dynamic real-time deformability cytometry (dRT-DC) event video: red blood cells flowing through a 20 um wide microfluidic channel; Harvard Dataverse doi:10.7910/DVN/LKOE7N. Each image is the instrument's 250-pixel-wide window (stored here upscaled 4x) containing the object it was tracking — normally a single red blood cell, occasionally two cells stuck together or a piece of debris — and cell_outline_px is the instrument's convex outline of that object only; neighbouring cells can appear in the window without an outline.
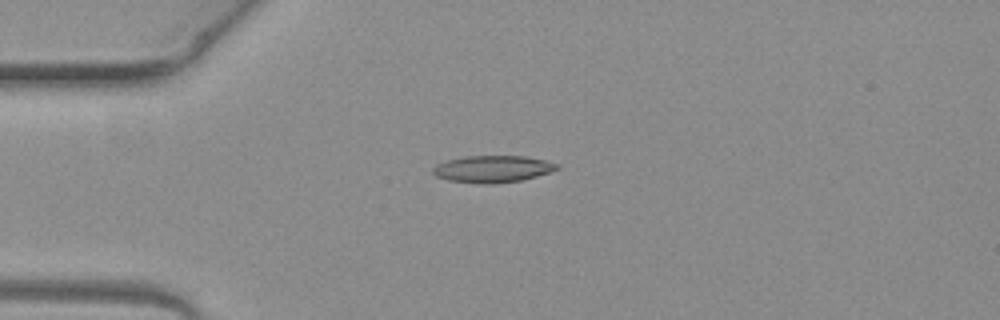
{"species": "common noctule bat (a hibernating species)", "species_latin": "Nyctalus noctula", "temperature_condition": "warm", "stored_images_in_passage": 3, "camera_frame_rate_fps": 3000, "um_per_image_px": 0.085, "animal": {"sex": "female", "body_mass_g": 19.3, "forearm_length_mm": 54.1}, "frame": {"image": 1, "passage_image": 1, "time_ms": 0.0, "image_size_px": [1000, 320], "cell_outline_px": [[560, 168], [536, 176], [520, 180], [492, 184], [484, 184], [448, 180], [436, 176], [432, 172], [432, 168], [436, 164], [448, 160], [464, 156], [524, 156], [544, 160], [560, 164]], "centroid_in_image_um": [41.85, 14.36], "position_along_channel_um": 43.1, "area_um2": 19.36}}
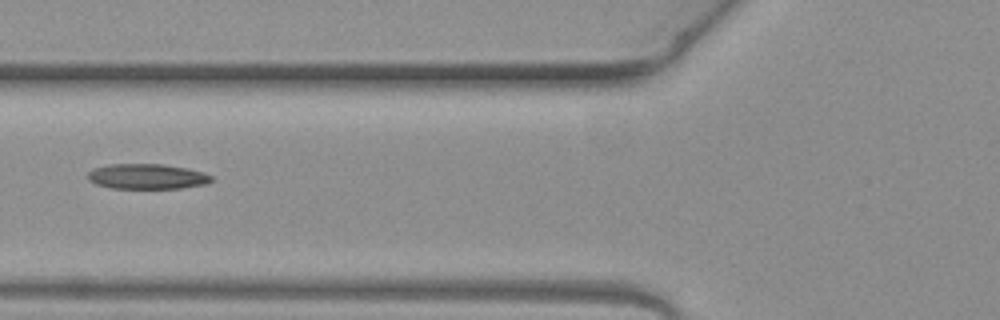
{"frame": {"image": 2, "passage_image": 3, "time_ms": 0.667, "image_size_px": [1000, 320], "cell_outline_px": [[216, 180], [208, 184], [180, 188], [112, 188], [96, 184], [88, 180], [88, 172], [96, 168], [108, 164], [164, 164], [188, 168], [204, 172], [212, 176]], "centroid_in_image_um": [12.57, 15.0], "position_along_channel_um": 113.2, "area_um2": 18.32}}